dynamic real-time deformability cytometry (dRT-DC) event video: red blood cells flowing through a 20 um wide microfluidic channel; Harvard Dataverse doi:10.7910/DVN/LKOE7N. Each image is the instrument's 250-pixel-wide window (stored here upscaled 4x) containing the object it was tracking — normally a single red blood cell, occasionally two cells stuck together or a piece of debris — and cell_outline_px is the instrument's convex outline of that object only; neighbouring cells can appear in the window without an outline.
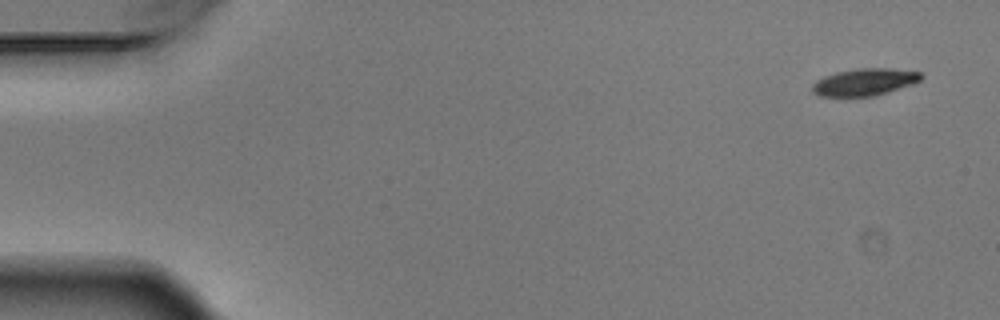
{"species": "Egyptian fruit bat (a non-hibernating species)", "species_latin": "Rousettus aegyptiacus", "temperature_condition": "warm", "stored_images_in_passage": 4, "camera_frame_rate_fps": 3000, "um_per_image_px": 0.085, "animal": {"sex": "male"}, "frame": {"image": 1, "passage_image": 1, "time_ms": 0.0, "image_size_px": [1000, 320], "cell_outline_px": [[924, 76], [920, 80], [912, 84], [872, 96], [820, 96], [812, 92], [812, 84], [816, 80], [824, 76], [836, 72], [856, 68], [892, 68], [920, 72]], "centroid_in_image_um": [73.46, 6.96], "position_along_channel_um": 11.5, "area_um2": 17.11}}
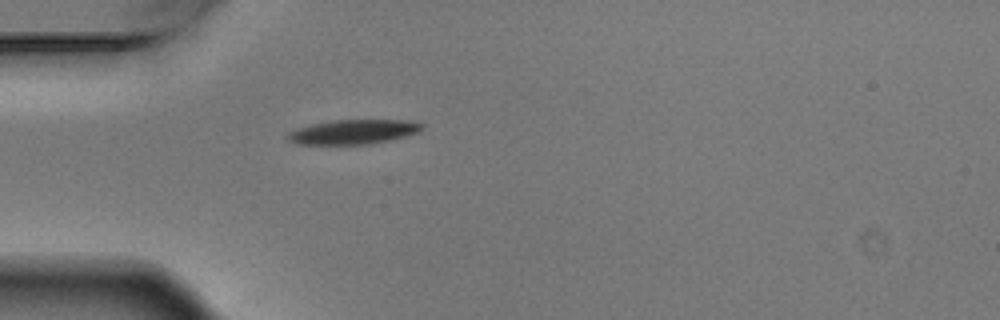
{"frame": {"image": 2, "passage_image": 4, "time_ms": 1.0, "image_size_px": [1000, 320], "cell_outline_px": [[424, 128], [420, 132], [372, 144], [296, 144], [288, 140], [288, 132], [312, 124], [336, 120], [400, 120], [424, 124]], "centroid_in_image_um": [30.05, 11.21], "position_along_channel_um": 55.0, "area_um2": 18.9}}